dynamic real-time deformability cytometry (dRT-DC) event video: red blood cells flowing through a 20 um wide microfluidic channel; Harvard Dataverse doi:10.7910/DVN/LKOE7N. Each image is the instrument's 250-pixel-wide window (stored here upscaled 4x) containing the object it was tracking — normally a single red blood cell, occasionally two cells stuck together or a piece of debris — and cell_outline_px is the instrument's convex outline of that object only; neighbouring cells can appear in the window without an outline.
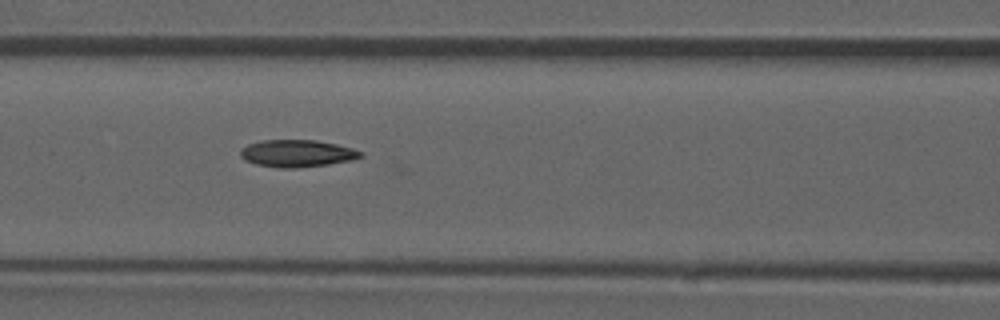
{"species": "common noctule bat (a hibernating species)", "species_latin": "Nyctalus noctula", "temperature_condition": "room temperature", "stored_images_in_passage": 57, "camera_frame_rate_fps": 3000, "um_per_image_px": 0.085, "animal": {"sex": "male", "forearm_length_mm": 52.5}, "frame": {"image": 1, "passage_image": 27, "time_ms": 8.667, "image_size_px": [1000, 320], "cell_outline_px": [[364, 156], [352, 160], [328, 164], [296, 168], [276, 168], [256, 164], [244, 160], [240, 156], [240, 148], [248, 144], [260, 140], [316, 140], [336, 144], [352, 148], [364, 152]], "centroid_in_image_um": [25.24, 13.04], "position_along_channel_um": 141.4, "area_um2": 19.25}}